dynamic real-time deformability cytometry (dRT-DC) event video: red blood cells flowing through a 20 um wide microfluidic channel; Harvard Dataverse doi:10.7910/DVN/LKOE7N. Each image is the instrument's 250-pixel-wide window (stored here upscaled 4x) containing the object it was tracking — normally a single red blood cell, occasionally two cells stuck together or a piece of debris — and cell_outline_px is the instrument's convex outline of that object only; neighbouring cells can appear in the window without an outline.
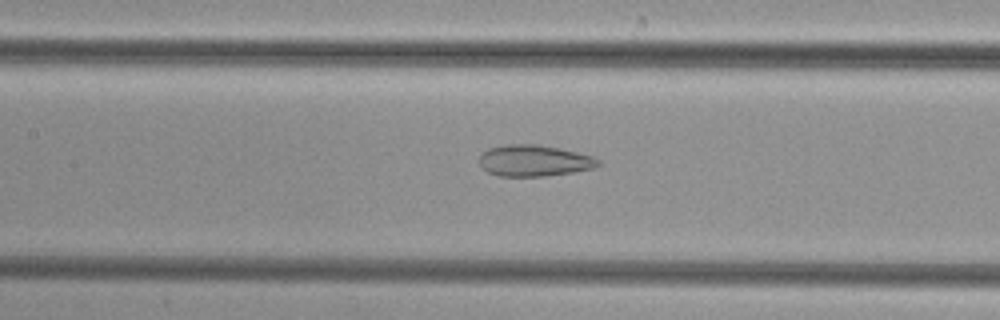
{"species": "common noctule bat (a hibernating species)", "species_latin": "Nyctalus noctula", "temperature_condition": "cold", "stored_images_in_passage": 35, "camera_frame_rate_fps": 3000, "um_per_image_px": 0.085, "animal": {"sex": "female", "body_mass_g": 29.2, "forearm_length_mm": 56.3}, "frame": {"image": 1, "passage_image": 14, "time_ms": 4.333, "image_size_px": [1000, 320], "cell_outline_px": [[600, 164], [592, 168], [572, 172], [544, 176], [500, 176], [488, 172], [480, 168], [480, 156], [488, 148], [504, 144], [540, 144], [560, 148], [592, 156], [600, 160]], "centroid_in_image_um": [45.37, 13.64], "position_along_channel_um": 162.0, "area_um2": 21.73}}
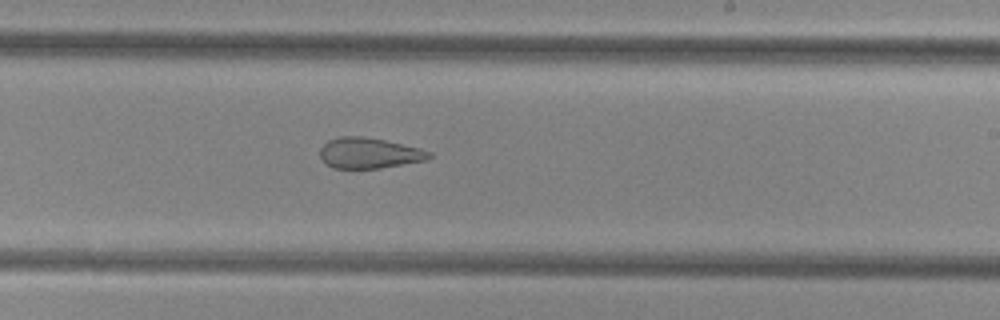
{"frame": {"image": 2, "passage_image": 21, "time_ms": 6.667, "image_size_px": [1000, 320], "cell_outline_px": [[432, 156], [428, 160], [380, 168], [332, 168], [324, 164], [320, 156], [320, 148], [328, 140], [340, 136], [364, 136], [384, 140], [420, 148], [432, 152]], "centroid_in_image_um": [31.37, 13.01], "position_along_channel_um": 257.6, "area_um2": 19.65}}
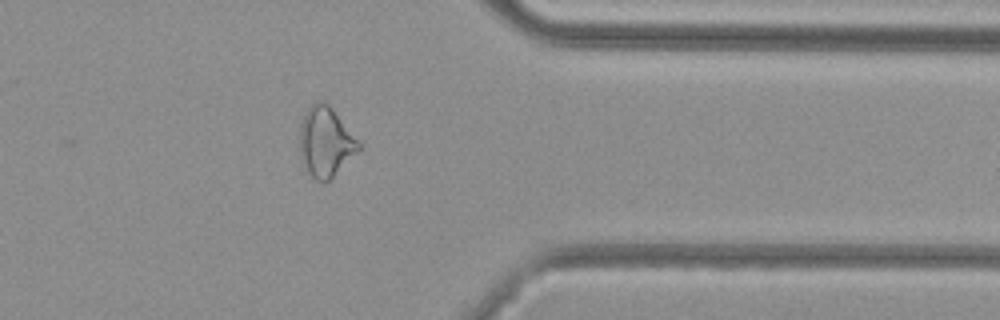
{"frame": {"image": 3, "passage_image": 31, "time_ms": 10.0, "image_size_px": [1000, 320], "cell_outline_px": [[360, 148], [324, 184], [316, 180], [308, 172], [300, 156], [300, 128], [304, 116], [308, 108], [316, 100], [324, 100], [332, 108], [360, 144]], "centroid_in_image_um": [27.63, 12.04], "position_along_channel_um": 383.8, "area_um2": 23.29}}